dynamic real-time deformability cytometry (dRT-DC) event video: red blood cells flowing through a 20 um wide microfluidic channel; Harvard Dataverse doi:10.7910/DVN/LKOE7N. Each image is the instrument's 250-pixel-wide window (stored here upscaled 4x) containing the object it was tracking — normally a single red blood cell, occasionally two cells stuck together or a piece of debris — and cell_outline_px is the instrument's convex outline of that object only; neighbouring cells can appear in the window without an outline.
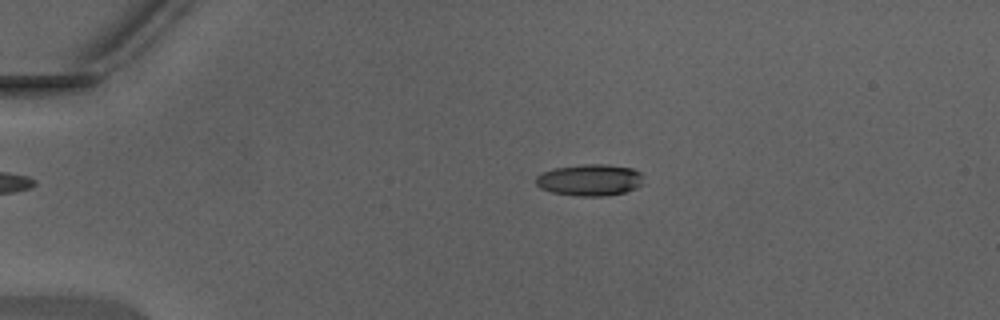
{"species": "Egyptian fruit bat (a non-hibernating species)", "species_latin": "Rousettus aegyptiacus", "temperature_condition": "warm", "stored_images_in_passage": 39, "camera_frame_rate_fps": 3000, "um_per_image_px": 0.085, "animal": {"sex": "male"}, "frame": {"image": 1, "passage_image": 2, "time_ms": 0.333, "image_size_px": [1000, 320], "cell_outline_px": [[644, 184], [636, 188], [624, 192], [604, 196], [580, 196], [552, 192], [540, 188], [536, 184], [536, 176], [552, 168], [584, 164], [604, 164], [632, 168], [640, 172], [644, 176]], "centroid_in_image_um": [50.17, 15.29], "position_along_channel_um": 34.8, "area_um2": 19.94}}
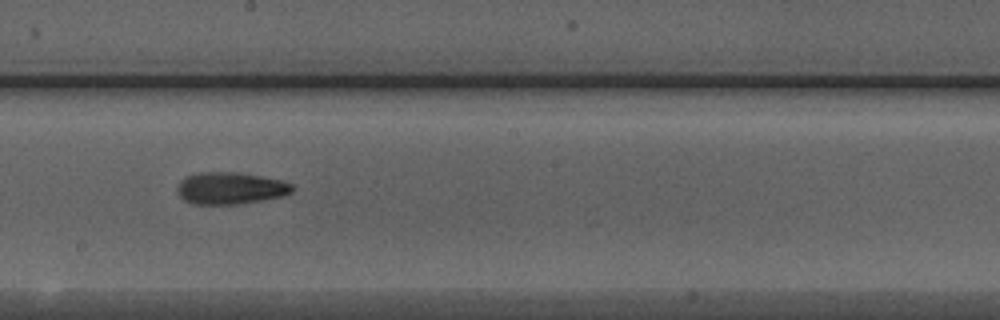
{"frame": {"image": 2, "passage_image": 19, "time_ms": 6.0, "image_size_px": [1000, 320], "cell_outline_px": [[296, 188], [292, 192], [284, 196], [240, 204], [192, 204], [184, 200], [176, 192], [176, 184], [184, 176], [200, 172], [240, 172], [280, 180], [292, 184]], "centroid_in_image_um": [19.55, 15.99], "position_along_channel_um": 228.6, "area_um2": 21.79}}
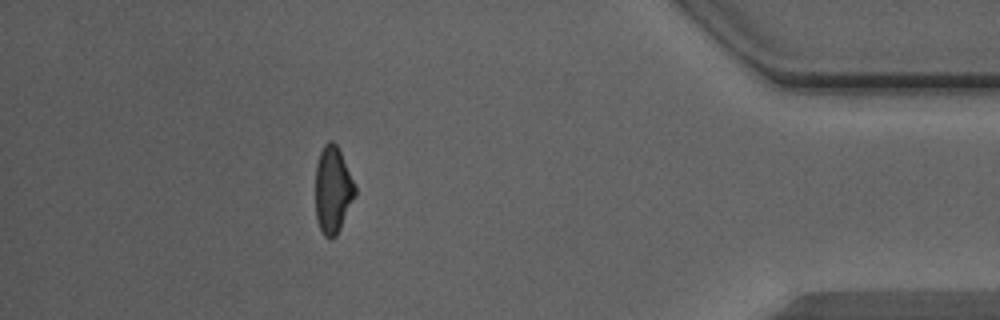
{"frame": {"image": 3, "passage_image": 34, "time_ms": 11.0, "image_size_px": [1000, 320], "cell_outline_px": [[356, 196], [336, 236], [332, 240], [328, 240], [324, 236], [316, 220], [316, 164], [320, 152], [324, 144], [328, 140], [332, 140], [336, 144], [340, 152], [356, 188]], "centroid_in_image_um": [28.28, 16.17], "position_along_channel_um": 406.9, "area_um2": 20.06}, "authors_computed_cell_mechanics": {"area_um2": 20.4612, "velocity_mm_per_s": 4.4271, "shape_relaxation_time_tau1_ms": null, "shape_relaxation_time_tau2_ms": 5.1886, "deformation_change_tau1": null, "deformation_change_tau2": 0.1605}}